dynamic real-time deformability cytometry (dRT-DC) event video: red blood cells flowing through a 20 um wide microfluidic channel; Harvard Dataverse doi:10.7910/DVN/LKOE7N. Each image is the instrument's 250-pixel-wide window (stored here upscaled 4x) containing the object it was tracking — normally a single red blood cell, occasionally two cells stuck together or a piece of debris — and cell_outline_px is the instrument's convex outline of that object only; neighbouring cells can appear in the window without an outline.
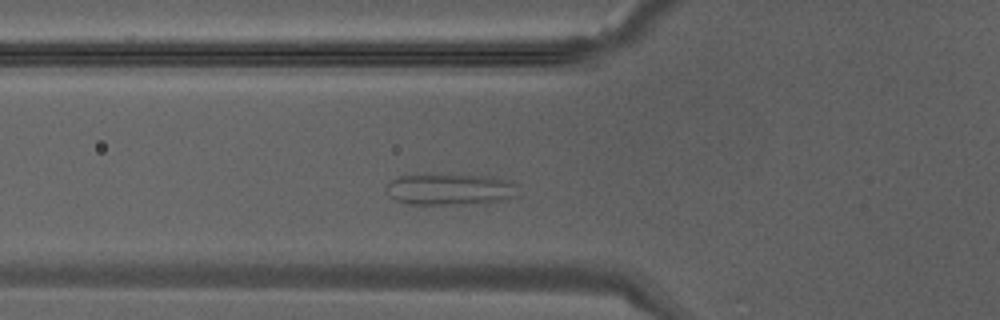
{"species": "Egyptian fruit bat (a non-hibernating species)", "species_latin": "Rousettus aegyptiacus", "temperature_condition": "warm", "stored_images_in_passage": 31, "camera_frame_rate_fps": 3000, "um_per_image_px": 0.085, "animal": {"sex": "male"}, "frame": {"image": 1, "passage_image": 5, "time_ms": 1.333, "image_size_px": [1000, 320], "cell_outline_px": [[516, 196], [484, 204], [408, 204], [396, 200], [388, 196], [388, 184], [392, 180], [400, 176], [488, 176], [508, 180], [516, 184]], "centroid_in_image_um": [38.29, 16.13], "position_along_channel_um": 87.5, "area_um2": 23.52}}
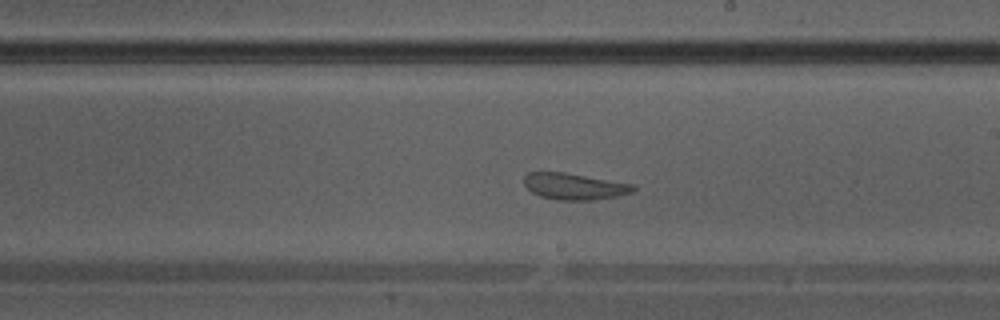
{"frame": {"image": 2, "passage_image": 14, "time_ms": 4.333, "image_size_px": [1000, 320], "cell_outline_px": [[636, 192], [616, 196], [592, 200], [560, 200], [540, 196], [532, 192], [524, 184], [524, 176], [528, 172], [564, 172], [636, 184]], "centroid_in_image_um": [48.87, 15.84], "position_along_channel_um": 240.1, "area_um2": 16.94}}